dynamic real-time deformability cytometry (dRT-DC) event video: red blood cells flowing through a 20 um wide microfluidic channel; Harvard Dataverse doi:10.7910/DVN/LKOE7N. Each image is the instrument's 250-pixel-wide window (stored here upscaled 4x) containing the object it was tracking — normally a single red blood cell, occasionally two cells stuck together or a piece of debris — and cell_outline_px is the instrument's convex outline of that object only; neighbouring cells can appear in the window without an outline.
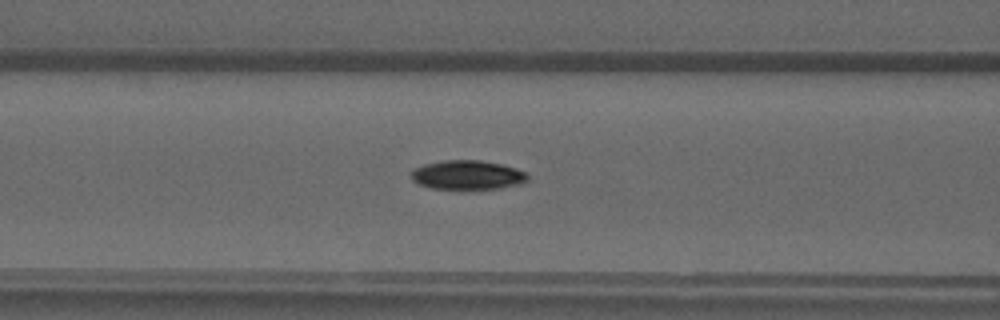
{"species": "common noctule bat (a hibernating species)", "species_latin": "Nyctalus noctula", "temperature_condition": "warm", "stored_images_in_passage": 49, "camera_frame_rate_fps": 3000, "um_per_image_px": 0.085, "animal": {"sex": "male", "forearm_length_mm": 52.5}, "frame": {"image": 1, "passage_image": 20, "time_ms": 6.333, "image_size_px": [1000, 320], "cell_outline_px": [[528, 180], [524, 184], [500, 188], [432, 188], [420, 184], [412, 180], [412, 172], [416, 168], [424, 164], [444, 160], [480, 160], [500, 164], [516, 168], [524, 172], [528, 176]], "centroid_in_image_um": [39.78, 14.86], "position_along_channel_um": 126.8, "area_um2": 19.54}}
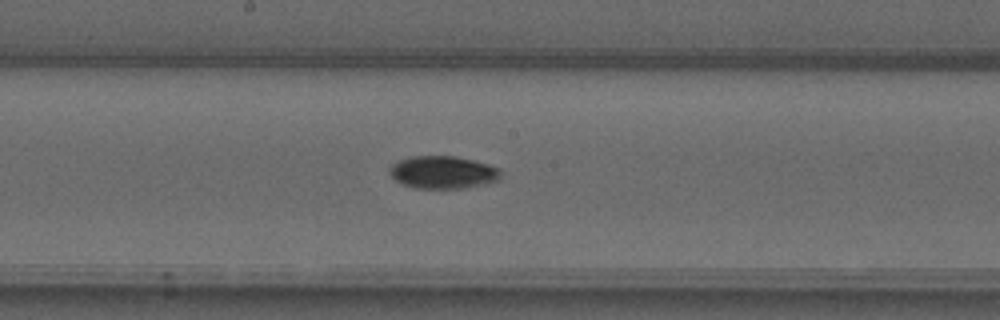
{"frame": {"image": 2, "passage_image": 26, "time_ms": 8.333, "image_size_px": [1000, 320], "cell_outline_px": [[500, 180], [484, 184], [464, 188], [412, 188], [396, 180], [388, 172], [388, 168], [392, 164], [400, 160], [412, 156], [456, 156], [488, 164], [496, 168], [500, 172]], "centroid_in_image_um": [37.62, 14.65], "position_along_channel_um": 210.6, "area_um2": 21.04}}
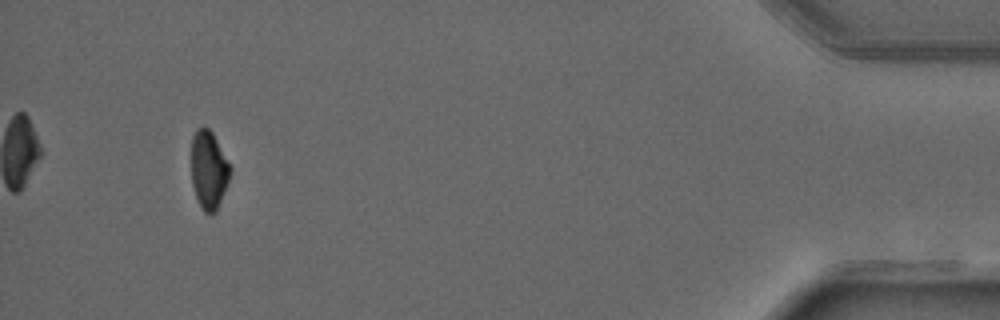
{"frame": {"image": 3, "passage_image": 46, "time_ms": 15.0, "image_size_px": [1000, 320], "cell_outline_px": [[232, 168], [228, 180], [216, 212], [204, 212], [196, 196], [192, 184], [192, 136], [196, 128], [208, 128], [212, 132]], "centroid_in_image_um": [17.74, 14.41], "position_along_channel_um": 417.5, "area_um2": 17.34}}